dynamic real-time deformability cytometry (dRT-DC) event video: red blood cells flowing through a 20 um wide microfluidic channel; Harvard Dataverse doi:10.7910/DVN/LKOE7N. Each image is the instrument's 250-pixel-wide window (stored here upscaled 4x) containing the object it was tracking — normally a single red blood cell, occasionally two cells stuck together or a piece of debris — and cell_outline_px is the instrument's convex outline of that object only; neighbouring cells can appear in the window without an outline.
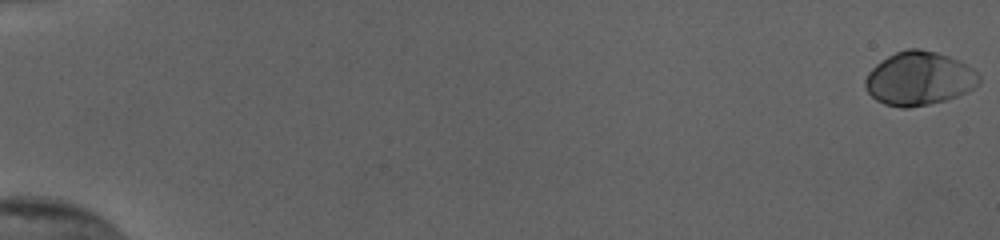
{"species": "human", "species_latin": "Homo sapiens", "temperature_condition": "cold", "stored_images_in_passage": 56, "camera_frame_rate_fps": 3000, "um_per_image_px": 0.085, "donor": {"sex": "female"}, "frame": {"image": 1, "passage_image": 1, "time_ms": 0.0, "image_size_px": [1000, 240], "cell_outline_px": [[980, 84], [968, 92], [944, 100], [928, 104], [908, 108], [900, 108], [884, 104], [876, 100], [868, 92], [864, 84], [864, 80], [868, 72], [876, 64], [888, 56], [896, 52], [908, 48], [920, 48], [936, 52], [960, 60], [972, 68], [980, 76]], "centroid_in_image_um": [78.13, 6.67], "position_along_channel_um": 6.9, "area_um2": 35.72}}
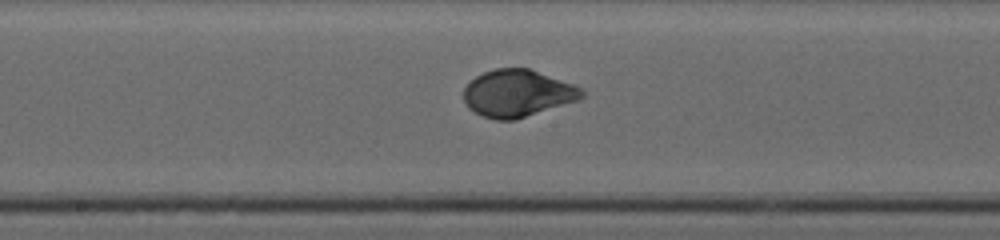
{"frame": {"image": 2, "passage_image": 32, "time_ms": 10.333, "image_size_px": [1000, 240], "cell_outline_px": [[584, 96], [580, 100], [516, 120], [496, 120], [484, 116], [468, 108], [464, 100], [464, 88], [476, 76], [484, 72], [496, 68], [528, 68], [572, 84], [580, 88], [584, 92]], "centroid_in_image_um": [44.0, 7.95], "position_along_channel_um": 204.2, "area_um2": 32.31}}
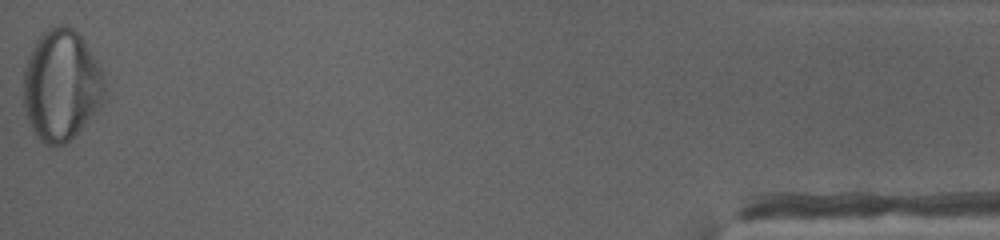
{"frame": {"image": 3, "passage_image": 56, "time_ms": 18.333, "image_size_px": [1000, 240], "cell_outline_px": [[104, 100], [80, 128], [64, 144], [44, 144], [36, 136], [24, 112], [24, 72], [28, 56], [36, 40], [48, 28], [60, 24], [64, 24], [72, 28], [84, 40], [100, 68], [104, 80]], "centroid_in_image_um": [5.18, 7.22], "position_along_channel_um": 430.0, "area_um2": 51.79}, "authors_computed_cell_mechanics": {"area_um2": 33.4373, "velocity_mm_per_s": 3.8234, "shape_relaxation_time_tau1_ms": 3.5599, "shape_relaxation_time_tau2_ms": null, "deformation_change_tau1": 0.1699, "deformation_change_tau2": null}}